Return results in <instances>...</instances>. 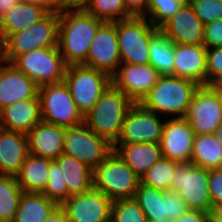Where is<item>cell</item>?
Here are the masks:
<instances>
[{
    "instance_id": "d6a6232c",
    "label": "cell",
    "mask_w": 222,
    "mask_h": 222,
    "mask_svg": "<svg viewBox=\"0 0 222 222\" xmlns=\"http://www.w3.org/2000/svg\"><path fill=\"white\" fill-rule=\"evenodd\" d=\"M177 164L178 162L161 156V158L140 178L141 184L162 191H169L174 179L173 176Z\"/></svg>"
},
{
    "instance_id": "277c9868",
    "label": "cell",
    "mask_w": 222,
    "mask_h": 222,
    "mask_svg": "<svg viewBox=\"0 0 222 222\" xmlns=\"http://www.w3.org/2000/svg\"><path fill=\"white\" fill-rule=\"evenodd\" d=\"M92 178L93 188L112 201L134 197L141 183V179L115 151L93 169Z\"/></svg>"
},
{
    "instance_id": "4fadbf2b",
    "label": "cell",
    "mask_w": 222,
    "mask_h": 222,
    "mask_svg": "<svg viewBox=\"0 0 222 222\" xmlns=\"http://www.w3.org/2000/svg\"><path fill=\"white\" fill-rule=\"evenodd\" d=\"M184 118L195 135L214 134L222 122V106L208 85L195 90Z\"/></svg>"
},
{
    "instance_id": "7402d4cb",
    "label": "cell",
    "mask_w": 222,
    "mask_h": 222,
    "mask_svg": "<svg viewBox=\"0 0 222 222\" xmlns=\"http://www.w3.org/2000/svg\"><path fill=\"white\" fill-rule=\"evenodd\" d=\"M41 121L38 94L28 100L16 101L0 110V128L27 134Z\"/></svg>"
},
{
    "instance_id": "60d3db41",
    "label": "cell",
    "mask_w": 222,
    "mask_h": 222,
    "mask_svg": "<svg viewBox=\"0 0 222 222\" xmlns=\"http://www.w3.org/2000/svg\"><path fill=\"white\" fill-rule=\"evenodd\" d=\"M208 188L213 208L222 205V168L209 170Z\"/></svg>"
},
{
    "instance_id": "30bf717a",
    "label": "cell",
    "mask_w": 222,
    "mask_h": 222,
    "mask_svg": "<svg viewBox=\"0 0 222 222\" xmlns=\"http://www.w3.org/2000/svg\"><path fill=\"white\" fill-rule=\"evenodd\" d=\"M58 25L59 14L50 11L29 28L9 35L5 39L7 61L37 48L58 46Z\"/></svg>"
},
{
    "instance_id": "7dc6e473",
    "label": "cell",
    "mask_w": 222,
    "mask_h": 222,
    "mask_svg": "<svg viewBox=\"0 0 222 222\" xmlns=\"http://www.w3.org/2000/svg\"><path fill=\"white\" fill-rule=\"evenodd\" d=\"M20 0H0V19L18 4Z\"/></svg>"
},
{
    "instance_id": "5b68a950",
    "label": "cell",
    "mask_w": 222,
    "mask_h": 222,
    "mask_svg": "<svg viewBox=\"0 0 222 222\" xmlns=\"http://www.w3.org/2000/svg\"><path fill=\"white\" fill-rule=\"evenodd\" d=\"M158 31L146 17H130L117 21L121 63L148 64L150 40Z\"/></svg>"
},
{
    "instance_id": "8992f818",
    "label": "cell",
    "mask_w": 222,
    "mask_h": 222,
    "mask_svg": "<svg viewBox=\"0 0 222 222\" xmlns=\"http://www.w3.org/2000/svg\"><path fill=\"white\" fill-rule=\"evenodd\" d=\"M64 82L69 88L77 109L85 115L111 84V77L92 67L73 64L66 67Z\"/></svg>"
},
{
    "instance_id": "d4e9b609",
    "label": "cell",
    "mask_w": 222,
    "mask_h": 222,
    "mask_svg": "<svg viewBox=\"0 0 222 222\" xmlns=\"http://www.w3.org/2000/svg\"><path fill=\"white\" fill-rule=\"evenodd\" d=\"M123 161L141 178L162 156L159 143L112 144Z\"/></svg>"
},
{
    "instance_id": "f907efd6",
    "label": "cell",
    "mask_w": 222,
    "mask_h": 222,
    "mask_svg": "<svg viewBox=\"0 0 222 222\" xmlns=\"http://www.w3.org/2000/svg\"><path fill=\"white\" fill-rule=\"evenodd\" d=\"M211 222H222V205L216 206L210 212Z\"/></svg>"
},
{
    "instance_id": "7a4b0ae2",
    "label": "cell",
    "mask_w": 222,
    "mask_h": 222,
    "mask_svg": "<svg viewBox=\"0 0 222 222\" xmlns=\"http://www.w3.org/2000/svg\"><path fill=\"white\" fill-rule=\"evenodd\" d=\"M198 87L199 85L192 80L163 75L140 104L149 111L164 115V119L184 117Z\"/></svg>"
},
{
    "instance_id": "4316f807",
    "label": "cell",
    "mask_w": 222,
    "mask_h": 222,
    "mask_svg": "<svg viewBox=\"0 0 222 222\" xmlns=\"http://www.w3.org/2000/svg\"><path fill=\"white\" fill-rule=\"evenodd\" d=\"M50 161L48 158L28 154L16 175L17 183L23 192H43L48 180Z\"/></svg>"
},
{
    "instance_id": "83f0119b",
    "label": "cell",
    "mask_w": 222,
    "mask_h": 222,
    "mask_svg": "<svg viewBox=\"0 0 222 222\" xmlns=\"http://www.w3.org/2000/svg\"><path fill=\"white\" fill-rule=\"evenodd\" d=\"M56 206L42 193L23 192L13 222H45Z\"/></svg>"
},
{
    "instance_id": "603a6c76",
    "label": "cell",
    "mask_w": 222,
    "mask_h": 222,
    "mask_svg": "<svg viewBox=\"0 0 222 222\" xmlns=\"http://www.w3.org/2000/svg\"><path fill=\"white\" fill-rule=\"evenodd\" d=\"M28 154L26 134L0 128V174L16 176Z\"/></svg>"
},
{
    "instance_id": "ffe728a7",
    "label": "cell",
    "mask_w": 222,
    "mask_h": 222,
    "mask_svg": "<svg viewBox=\"0 0 222 222\" xmlns=\"http://www.w3.org/2000/svg\"><path fill=\"white\" fill-rule=\"evenodd\" d=\"M37 94L38 86L25 73L9 62L0 65V110L16 101L32 99Z\"/></svg>"
},
{
    "instance_id": "8fae6325",
    "label": "cell",
    "mask_w": 222,
    "mask_h": 222,
    "mask_svg": "<svg viewBox=\"0 0 222 222\" xmlns=\"http://www.w3.org/2000/svg\"><path fill=\"white\" fill-rule=\"evenodd\" d=\"M113 151L112 144L98 136L84 122L66 128L63 153L94 169Z\"/></svg>"
},
{
    "instance_id": "db71d44e",
    "label": "cell",
    "mask_w": 222,
    "mask_h": 222,
    "mask_svg": "<svg viewBox=\"0 0 222 222\" xmlns=\"http://www.w3.org/2000/svg\"><path fill=\"white\" fill-rule=\"evenodd\" d=\"M155 222H172V220H169V219H163L161 221H155Z\"/></svg>"
},
{
    "instance_id": "ee69618b",
    "label": "cell",
    "mask_w": 222,
    "mask_h": 222,
    "mask_svg": "<svg viewBox=\"0 0 222 222\" xmlns=\"http://www.w3.org/2000/svg\"><path fill=\"white\" fill-rule=\"evenodd\" d=\"M131 17H146L148 0H123Z\"/></svg>"
},
{
    "instance_id": "d590c367",
    "label": "cell",
    "mask_w": 222,
    "mask_h": 222,
    "mask_svg": "<svg viewBox=\"0 0 222 222\" xmlns=\"http://www.w3.org/2000/svg\"><path fill=\"white\" fill-rule=\"evenodd\" d=\"M110 222H147L146 216L134 197L113 200Z\"/></svg>"
},
{
    "instance_id": "74e56055",
    "label": "cell",
    "mask_w": 222,
    "mask_h": 222,
    "mask_svg": "<svg viewBox=\"0 0 222 222\" xmlns=\"http://www.w3.org/2000/svg\"><path fill=\"white\" fill-rule=\"evenodd\" d=\"M187 2L204 25L222 19V3L217 0H187Z\"/></svg>"
},
{
    "instance_id": "ac0fdd59",
    "label": "cell",
    "mask_w": 222,
    "mask_h": 222,
    "mask_svg": "<svg viewBox=\"0 0 222 222\" xmlns=\"http://www.w3.org/2000/svg\"><path fill=\"white\" fill-rule=\"evenodd\" d=\"M206 54L203 44L174 43V76L207 85Z\"/></svg>"
},
{
    "instance_id": "6da1fadb",
    "label": "cell",
    "mask_w": 222,
    "mask_h": 222,
    "mask_svg": "<svg viewBox=\"0 0 222 222\" xmlns=\"http://www.w3.org/2000/svg\"><path fill=\"white\" fill-rule=\"evenodd\" d=\"M104 21L84 11L59 13L58 47L65 64H83L92 40Z\"/></svg>"
},
{
    "instance_id": "2e32d148",
    "label": "cell",
    "mask_w": 222,
    "mask_h": 222,
    "mask_svg": "<svg viewBox=\"0 0 222 222\" xmlns=\"http://www.w3.org/2000/svg\"><path fill=\"white\" fill-rule=\"evenodd\" d=\"M160 76L159 72L150 64L121 63L111 76V84L134 103H140Z\"/></svg>"
},
{
    "instance_id": "3957f363",
    "label": "cell",
    "mask_w": 222,
    "mask_h": 222,
    "mask_svg": "<svg viewBox=\"0 0 222 222\" xmlns=\"http://www.w3.org/2000/svg\"><path fill=\"white\" fill-rule=\"evenodd\" d=\"M135 103L110 84L93 108L83 115V122L98 136L113 144L121 131L127 112Z\"/></svg>"
},
{
    "instance_id": "681fc988",
    "label": "cell",
    "mask_w": 222,
    "mask_h": 222,
    "mask_svg": "<svg viewBox=\"0 0 222 222\" xmlns=\"http://www.w3.org/2000/svg\"><path fill=\"white\" fill-rule=\"evenodd\" d=\"M5 37L0 31V65L7 63Z\"/></svg>"
},
{
    "instance_id": "7c38bea8",
    "label": "cell",
    "mask_w": 222,
    "mask_h": 222,
    "mask_svg": "<svg viewBox=\"0 0 222 222\" xmlns=\"http://www.w3.org/2000/svg\"><path fill=\"white\" fill-rule=\"evenodd\" d=\"M165 120L135 103L127 112L120 134L113 144L159 143Z\"/></svg>"
},
{
    "instance_id": "52a82bcc",
    "label": "cell",
    "mask_w": 222,
    "mask_h": 222,
    "mask_svg": "<svg viewBox=\"0 0 222 222\" xmlns=\"http://www.w3.org/2000/svg\"><path fill=\"white\" fill-rule=\"evenodd\" d=\"M11 63L38 87L63 82L67 67L58 46L37 48L17 56Z\"/></svg>"
},
{
    "instance_id": "8d00e7d4",
    "label": "cell",
    "mask_w": 222,
    "mask_h": 222,
    "mask_svg": "<svg viewBox=\"0 0 222 222\" xmlns=\"http://www.w3.org/2000/svg\"><path fill=\"white\" fill-rule=\"evenodd\" d=\"M42 194L57 205H61L70 196L67 187H62L61 168L55 160L50 161L48 180Z\"/></svg>"
},
{
    "instance_id": "cb8c5ba5",
    "label": "cell",
    "mask_w": 222,
    "mask_h": 222,
    "mask_svg": "<svg viewBox=\"0 0 222 222\" xmlns=\"http://www.w3.org/2000/svg\"><path fill=\"white\" fill-rule=\"evenodd\" d=\"M49 12L46 6L20 0L0 19V31L6 39L9 35L21 32L37 23Z\"/></svg>"
},
{
    "instance_id": "c3c4849f",
    "label": "cell",
    "mask_w": 222,
    "mask_h": 222,
    "mask_svg": "<svg viewBox=\"0 0 222 222\" xmlns=\"http://www.w3.org/2000/svg\"><path fill=\"white\" fill-rule=\"evenodd\" d=\"M208 86L213 90L222 106V81L212 82Z\"/></svg>"
},
{
    "instance_id": "e0dca14e",
    "label": "cell",
    "mask_w": 222,
    "mask_h": 222,
    "mask_svg": "<svg viewBox=\"0 0 222 222\" xmlns=\"http://www.w3.org/2000/svg\"><path fill=\"white\" fill-rule=\"evenodd\" d=\"M194 136L184 117L166 118L159 142L162 156L178 163H189Z\"/></svg>"
},
{
    "instance_id": "d6986e66",
    "label": "cell",
    "mask_w": 222,
    "mask_h": 222,
    "mask_svg": "<svg viewBox=\"0 0 222 222\" xmlns=\"http://www.w3.org/2000/svg\"><path fill=\"white\" fill-rule=\"evenodd\" d=\"M159 30L174 43L203 44L204 24L188 2Z\"/></svg>"
},
{
    "instance_id": "9c48e42d",
    "label": "cell",
    "mask_w": 222,
    "mask_h": 222,
    "mask_svg": "<svg viewBox=\"0 0 222 222\" xmlns=\"http://www.w3.org/2000/svg\"><path fill=\"white\" fill-rule=\"evenodd\" d=\"M171 184L188 209L210 213L213 208L209 193V170L193 163H178Z\"/></svg>"
},
{
    "instance_id": "f5cc1de1",
    "label": "cell",
    "mask_w": 222,
    "mask_h": 222,
    "mask_svg": "<svg viewBox=\"0 0 222 222\" xmlns=\"http://www.w3.org/2000/svg\"><path fill=\"white\" fill-rule=\"evenodd\" d=\"M214 135L217 138V140L219 141V143L222 145V122L218 126V128H217L216 132L214 133Z\"/></svg>"
},
{
    "instance_id": "1f68e13d",
    "label": "cell",
    "mask_w": 222,
    "mask_h": 222,
    "mask_svg": "<svg viewBox=\"0 0 222 222\" xmlns=\"http://www.w3.org/2000/svg\"><path fill=\"white\" fill-rule=\"evenodd\" d=\"M22 193L16 176L0 174V222H13Z\"/></svg>"
},
{
    "instance_id": "9a60e30c",
    "label": "cell",
    "mask_w": 222,
    "mask_h": 222,
    "mask_svg": "<svg viewBox=\"0 0 222 222\" xmlns=\"http://www.w3.org/2000/svg\"><path fill=\"white\" fill-rule=\"evenodd\" d=\"M113 201L101 191L91 188L75 194L61 204L69 222H110Z\"/></svg>"
},
{
    "instance_id": "44dd1931",
    "label": "cell",
    "mask_w": 222,
    "mask_h": 222,
    "mask_svg": "<svg viewBox=\"0 0 222 222\" xmlns=\"http://www.w3.org/2000/svg\"><path fill=\"white\" fill-rule=\"evenodd\" d=\"M66 128L40 121L26 135L29 153L51 160L63 153Z\"/></svg>"
},
{
    "instance_id": "484cf974",
    "label": "cell",
    "mask_w": 222,
    "mask_h": 222,
    "mask_svg": "<svg viewBox=\"0 0 222 222\" xmlns=\"http://www.w3.org/2000/svg\"><path fill=\"white\" fill-rule=\"evenodd\" d=\"M55 161L61 168L62 187L68 194L75 195L93 187V169L77 158L62 153Z\"/></svg>"
},
{
    "instance_id": "816d5d0a",
    "label": "cell",
    "mask_w": 222,
    "mask_h": 222,
    "mask_svg": "<svg viewBox=\"0 0 222 222\" xmlns=\"http://www.w3.org/2000/svg\"><path fill=\"white\" fill-rule=\"evenodd\" d=\"M25 2L37 3L43 6H46L50 11L55 12V2L56 0H22Z\"/></svg>"
},
{
    "instance_id": "f1b7e54d",
    "label": "cell",
    "mask_w": 222,
    "mask_h": 222,
    "mask_svg": "<svg viewBox=\"0 0 222 222\" xmlns=\"http://www.w3.org/2000/svg\"><path fill=\"white\" fill-rule=\"evenodd\" d=\"M190 162L206 170L222 168V145L214 134L194 136Z\"/></svg>"
},
{
    "instance_id": "4dcf8cb0",
    "label": "cell",
    "mask_w": 222,
    "mask_h": 222,
    "mask_svg": "<svg viewBox=\"0 0 222 222\" xmlns=\"http://www.w3.org/2000/svg\"><path fill=\"white\" fill-rule=\"evenodd\" d=\"M134 198L143 210L147 222L167 219V191L147 187L140 183Z\"/></svg>"
},
{
    "instance_id": "b9f144b4",
    "label": "cell",
    "mask_w": 222,
    "mask_h": 222,
    "mask_svg": "<svg viewBox=\"0 0 222 222\" xmlns=\"http://www.w3.org/2000/svg\"><path fill=\"white\" fill-rule=\"evenodd\" d=\"M187 210L186 203L176 191H167V219L175 220Z\"/></svg>"
},
{
    "instance_id": "5bb4252c",
    "label": "cell",
    "mask_w": 222,
    "mask_h": 222,
    "mask_svg": "<svg viewBox=\"0 0 222 222\" xmlns=\"http://www.w3.org/2000/svg\"><path fill=\"white\" fill-rule=\"evenodd\" d=\"M121 64L117 40V21L104 22L91 42L83 65L107 73L110 77Z\"/></svg>"
},
{
    "instance_id": "836d02e7",
    "label": "cell",
    "mask_w": 222,
    "mask_h": 222,
    "mask_svg": "<svg viewBox=\"0 0 222 222\" xmlns=\"http://www.w3.org/2000/svg\"><path fill=\"white\" fill-rule=\"evenodd\" d=\"M85 11L104 22L130 18L123 0H90Z\"/></svg>"
},
{
    "instance_id": "ab89813d",
    "label": "cell",
    "mask_w": 222,
    "mask_h": 222,
    "mask_svg": "<svg viewBox=\"0 0 222 222\" xmlns=\"http://www.w3.org/2000/svg\"><path fill=\"white\" fill-rule=\"evenodd\" d=\"M203 45L206 48L222 46V19L204 25Z\"/></svg>"
},
{
    "instance_id": "f6af8a7d",
    "label": "cell",
    "mask_w": 222,
    "mask_h": 222,
    "mask_svg": "<svg viewBox=\"0 0 222 222\" xmlns=\"http://www.w3.org/2000/svg\"><path fill=\"white\" fill-rule=\"evenodd\" d=\"M172 222H211L210 213L188 209L183 215Z\"/></svg>"
},
{
    "instance_id": "bcb514c9",
    "label": "cell",
    "mask_w": 222,
    "mask_h": 222,
    "mask_svg": "<svg viewBox=\"0 0 222 222\" xmlns=\"http://www.w3.org/2000/svg\"><path fill=\"white\" fill-rule=\"evenodd\" d=\"M45 222H69L64 209L57 205L49 214Z\"/></svg>"
},
{
    "instance_id": "e575fe53",
    "label": "cell",
    "mask_w": 222,
    "mask_h": 222,
    "mask_svg": "<svg viewBox=\"0 0 222 222\" xmlns=\"http://www.w3.org/2000/svg\"><path fill=\"white\" fill-rule=\"evenodd\" d=\"M187 0H148L146 18L160 28L177 13Z\"/></svg>"
},
{
    "instance_id": "7bdbcfd3",
    "label": "cell",
    "mask_w": 222,
    "mask_h": 222,
    "mask_svg": "<svg viewBox=\"0 0 222 222\" xmlns=\"http://www.w3.org/2000/svg\"><path fill=\"white\" fill-rule=\"evenodd\" d=\"M90 0H56L55 12L84 11Z\"/></svg>"
},
{
    "instance_id": "ba28073f",
    "label": "cell",
    "mask_w": 222,
    "mask_h": 222,
    "mask_svg": "<svg viewBox=\"0 0 222 222\" xmlns=\"http://www.w3.org/2000/svg\"><path fill=\"white\" fill-rule=\"evenodd\" d=\"M38 97L41 121L65 128L83 123V115L64 81L38 87Z\"/></svg>"
},
{
    "instance_id": "f546056e",
    "label": "cell",
    "mask_w": 222,
    "mask_h": 222,
    "mask_svg": "<svg viewBox=\"0 0 222 222\" xmlns=\"http://www.w3.org/2000/svg\"><path fill=\"white\" fill-rule=\"evenodd\" d=\"M161 76H174V42L160 30L149 44V63Z\"/></svg>"
},
{
    "instance_id": "f35d334b",
    "label": "cell",
    "mask_w": 222,
    "mask_h": 222,
    "mask_svg": "<svg viewBox=\"0 0 222 222\" xmlns=\"http://www.w3.org/2000/svg\"><path fill=\"white\" fill-rule=\"evenodd\" d=\"M207 85L222 80V46L207 48Z\"/></svg>"
}]
</instances>
